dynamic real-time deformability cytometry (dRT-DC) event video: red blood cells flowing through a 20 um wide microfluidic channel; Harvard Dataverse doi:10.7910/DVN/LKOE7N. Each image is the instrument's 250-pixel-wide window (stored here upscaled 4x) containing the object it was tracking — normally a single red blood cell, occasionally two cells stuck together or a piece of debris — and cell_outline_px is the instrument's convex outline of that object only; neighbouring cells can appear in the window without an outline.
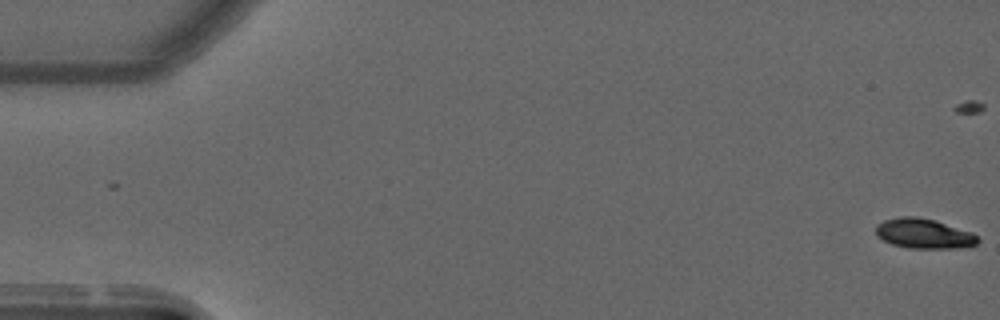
{"species": "common noctule bat (a hibernating species)", "species_latin": "Nyctalus noctula", "temperature_condition": "warm", "stored_images_in_passage": 43, "camera_frame_rate_fps": 3000, "um_per_image_px": 0.085, "animal": {"sex": "male", "forearm_length_mm": 52.5}, "frame": {"image": 1, "passage_image": 1, "time_ms": 0.0, "image_size_px": [1000, 320], "cell_outline_px": [[980, 240], [976, 244], [956, 248], [908, 248], [892, 244], [876, 236], [876, 224], [884, 220], [900, 216], [912, 216], [936, 220], [972, 232]], "centroid_in_image_um": [78.5, 19.85], "position_along_channel_um": 6.5, "area_um2": 17.74}}
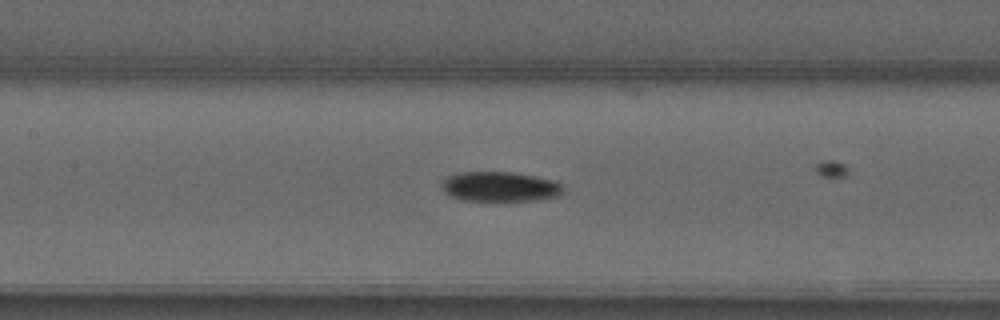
{"frame": {"image": 2, "passage_image": 26, "time_ms": 8.333, "image_size_px": [1000, 320], "cell_outline_px": [[564, 192], [560, 196], [536, 200], [460, 200], [444, 192], [440, 188], [440, 184], [448, 176], [460, 172], [512, 172], [536, 176], [552, 180], [564, 184]], "centroid_in_image_um": [42.52, 15.86], "position_along_channel_um": 164.9, "area_um2": 21.27}}
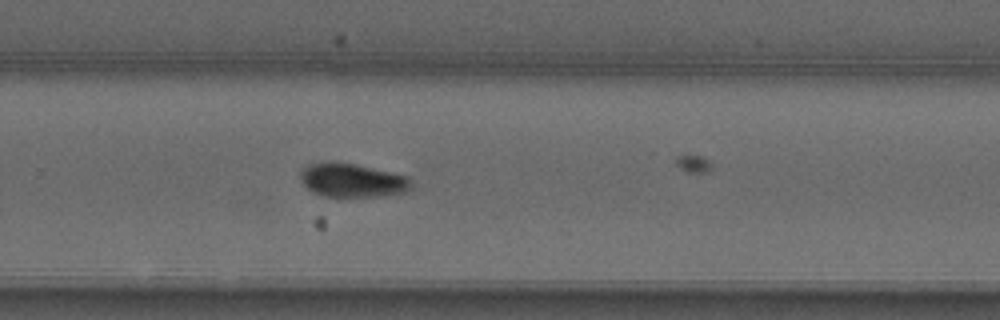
{"frame": {"image": 3, "passage_image": 37, "time_ms": 12.0, "image_size_px": [1000, 320], "cell_outline_px": [[412, 188], [408, 192], [384, 196], [324, 196], [308, 188], [300, 180], [300, 172], [308, 164], [332, 160], [352, 164], [408, 176], [412, 184]], "centroid_in_image_um": [29.95, 15.32], "position_along_channel_um": 299.8, "area_um2": 21.73}}